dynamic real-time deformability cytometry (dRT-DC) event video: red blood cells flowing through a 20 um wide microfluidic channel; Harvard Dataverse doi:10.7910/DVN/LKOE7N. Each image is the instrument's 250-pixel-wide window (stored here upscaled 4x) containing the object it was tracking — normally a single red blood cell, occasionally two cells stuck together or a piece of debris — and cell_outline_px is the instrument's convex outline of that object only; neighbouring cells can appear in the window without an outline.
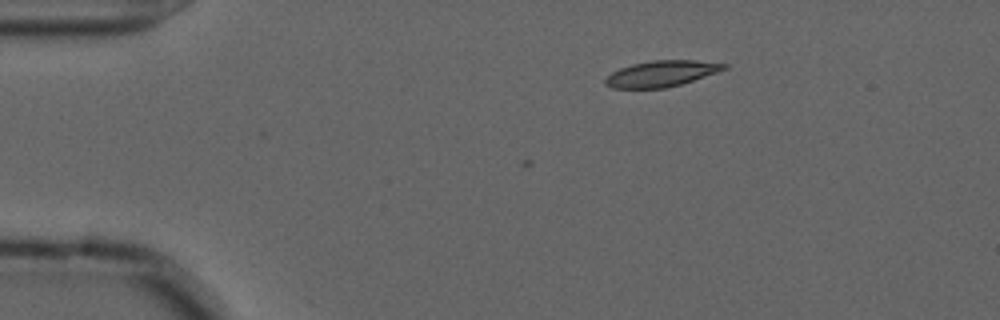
{"species": "common noctule bat (a hibernating species)", "species_latin": "Nyctalus noctula", "temperature_condition": "cold", "stored_images_in_passage": 5, "camera_frame_rate_fps": 3000, "um_per_image_px": 0.085, "animal": {"sex": "male", "forearm_length_mm": 52.5}, "frame": {"image": 1, "passage_image": 1, "time_ms": 0.0, "image_size_px": [1000, 320], "cell_outline_px": [[728, 68], [680, 84], [664, 88], [612, 88], [604, 84], [604, 80], [612, 72], [620, 68], [632, 64], [652, 60], [696, 60], [728, 64]], "centroid_in_image_um": [56.19, 6.25], "position_along_channel_um": 28.8, "area_um2": 17.8}}